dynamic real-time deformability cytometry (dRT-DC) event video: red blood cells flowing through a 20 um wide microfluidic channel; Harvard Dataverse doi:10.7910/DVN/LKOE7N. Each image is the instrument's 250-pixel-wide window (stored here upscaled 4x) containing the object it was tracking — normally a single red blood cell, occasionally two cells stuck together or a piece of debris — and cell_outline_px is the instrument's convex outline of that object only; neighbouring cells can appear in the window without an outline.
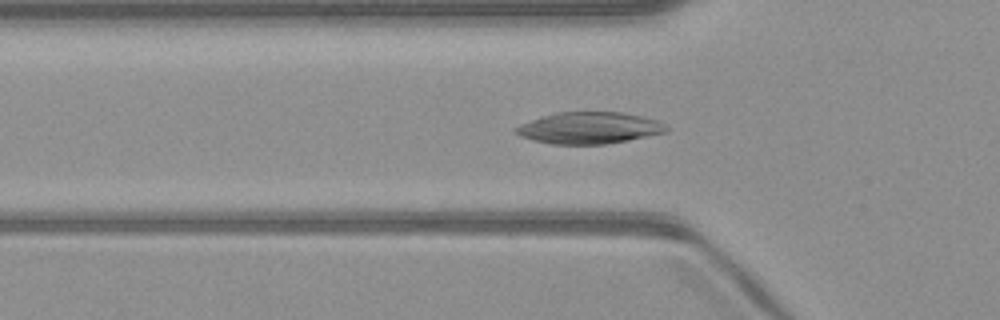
{"species": "common noctule bat (a hibernating species)", "species_latin": "Nyctalus noctula", "temperature_condition": "warm", "stored_images_in_passage": 51, "camera_frame_rate_fps": 3000, "um_per_image_px": 0.085, "animal": {"sex": "male", "body_mass_g": 23.1, "forearm_length_mm": 52.7}, "frame": {"image": 1, "passage_image": 17, "time_ms": 5.333, "image_size_px": [1000, 320], "cell_outline_px": [[668, 132], [628, 140], [604, 144], [552, 144], [532, 140], [520, 136], [516, 132], [516, 128], [520, 124], [556, 112], [624, 112], [656, 120], [664, 124], [668, 128]], "centroid_in_image_um": [50.1, 10.88], "position_along_channel_um": 75.7, "area_um2": 27.51}}
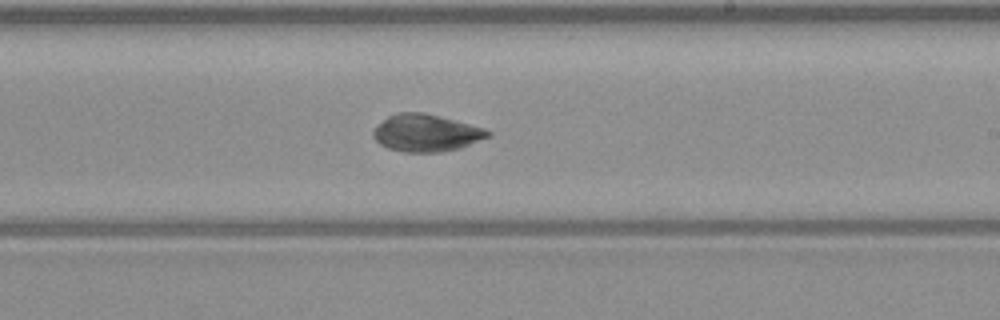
{"frame": {"image": 2, "passage_image": 30, "time_ms": 9.667, "image_size_px": [1000, 320], "cell_outline_px": [[492, 136], [460, 148], [440, 152], [404, 152], [388, 148], [380, 144], [372, 136], [372, 132], [388, 116], [396, 112], [424, 112], [440, 116], [484, 128], [492, 132]], "centroid_in_image_um": [36.24, 11.3], "position_along_channel_um": 252.8, "area_um2": 24.85}}
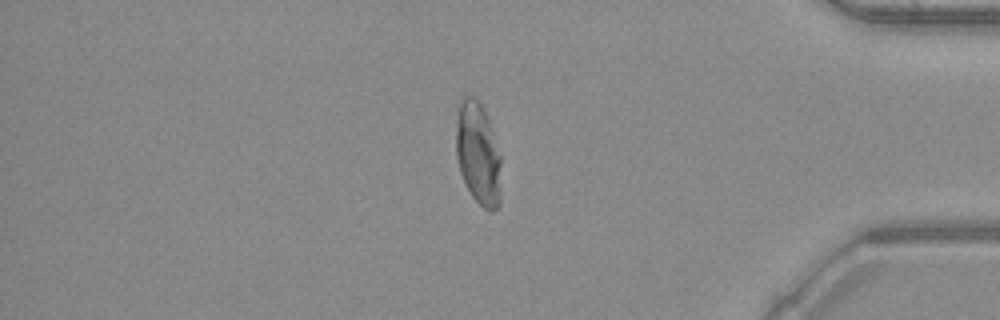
{"frame": {"image": 3, "passage_image": 43, "time_ms": 14.0, "image_size_px": [1000, 320], "cell_outline_px": [[500, 204], [492, 212], [488, 212], [472, 196], [460, 172], [456, 156], [456, 128], [460, 104], [464, 96], [472, 96], [480, 104], [488, 120], [500, 156]], "centroid_in_image_um": [40.64, 13.12], "position_along_channel_um": 394.6, "area_um2": 26.41}, "authors_computed_cell_mechanics": {"area_um2": 26.8192, "velocity_mm_per_s": 4.0555, "shape_relaxation_time_tau1_ms": null, "shape_relaxation_time_tau2_ms": 1.4632, "deformation_change_tau1": null, "deformation_change_tau2": 0.0337}}